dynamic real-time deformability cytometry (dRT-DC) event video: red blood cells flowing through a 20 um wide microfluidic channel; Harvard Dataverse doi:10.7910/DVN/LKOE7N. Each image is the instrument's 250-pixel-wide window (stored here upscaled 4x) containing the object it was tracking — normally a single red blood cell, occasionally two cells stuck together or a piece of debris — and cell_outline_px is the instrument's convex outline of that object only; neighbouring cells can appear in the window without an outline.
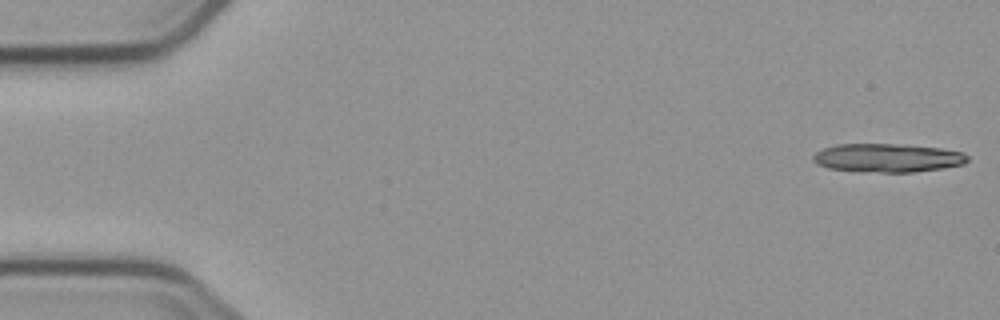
{"species": "common noctule bat (a hibernating species)", "species_latin": "Nyctalus noctula", "temperature_condition": "cold", "stored_images_in_passage": 5, "camera_frame_rate_fps": 3000, "um_per_image_px": 0.085, "animal": {"sex": "male", "body_mass_g": 23.1, "forearm_length_mm": 52.7}, "frame": {"image": 1, "passage_image": 1, "time_ms": 0.0, "image_size_px": [1000, 320], "cell_outline_px": [[968, 160], [964, 164], [944, 168], [912, 172], [880, 172], [828, 168], [816, 164], [812, 160], [812, 156], [816, 152], [824, 148], [836, 144], [892, 144], [940, 148], [964, 152], [968, 156]], "centroid_in_image_um": [75.45, 13.42], "position_along_channel_um": 9.6, "area_um2": 25.55}}
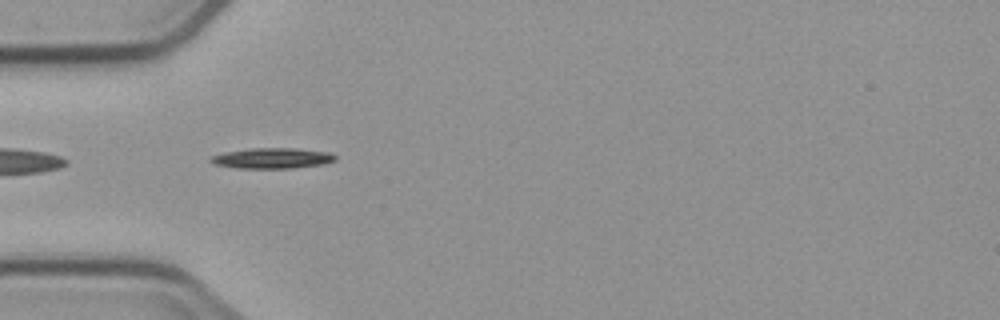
{"frame": {"image": 2, "passage_image": 5, "time_ms": 5.333, "image_size_px": [1000, 320], "cell_outline_px": [[336, 160], [324, 164], [292, 168], [236, 168], [216, 164], [208, 160], [212, 156], [224, 152], [248, 148], [292, 148], [328, 152], [336, 156]], "centroid_in_image_um": [23.13, 13.44], "position_along_channel_um": 61.9, "area_um2": 14.85}}